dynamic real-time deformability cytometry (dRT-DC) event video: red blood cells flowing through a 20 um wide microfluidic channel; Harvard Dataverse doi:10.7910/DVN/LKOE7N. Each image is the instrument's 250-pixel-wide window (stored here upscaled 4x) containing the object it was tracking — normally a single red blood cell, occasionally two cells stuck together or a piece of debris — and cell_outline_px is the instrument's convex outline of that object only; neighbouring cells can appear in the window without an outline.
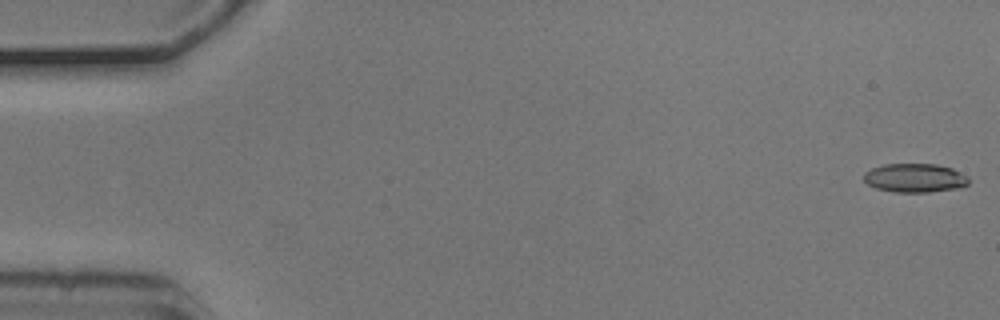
{"species": "common noctule bat (a hibernating species)", "species_latin": "Nyctalus noctula", "temperature_condition": "cold", "stored_images_in_passage": 6, "segment_of_instrument_passage": [2, 2], "camera_frame_rate_fps": 3000, "um_per_image_px": 0.085, "animal": {"sex": "male", "body_mass_g": 20.5, "forearm_length_mm": 52.5}, "frame": {"image": 1, "passage_image": 6, "time_ms": 1.667, "image_size_px": [1000, 320], "cell_outline_px": [[968, 184], [960, 188], [928, 192], [892, 192], [876, 188], [868, 184], [864, 180], [864, 172], [872, 168], [884, 164], [936, 164], [952, 168], [968, 176]], "centroid_in_image_um": [77.77, 15.12], "position_along_channel_um": 7.2, "area_um2": 17.69}}